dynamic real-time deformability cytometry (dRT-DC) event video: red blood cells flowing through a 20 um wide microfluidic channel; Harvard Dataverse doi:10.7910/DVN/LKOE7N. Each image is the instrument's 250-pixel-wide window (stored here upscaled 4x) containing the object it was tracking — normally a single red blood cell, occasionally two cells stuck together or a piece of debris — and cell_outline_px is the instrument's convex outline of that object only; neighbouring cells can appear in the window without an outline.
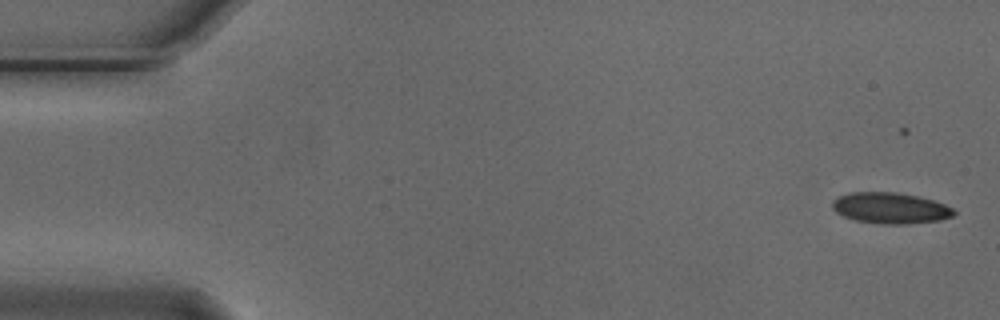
{"species": "Egyptian fruit bat (a non-hibernating species)", "species_latin": "Rousettus aegyptiacus", "temperature_condition": "cold", "stored_images_in_passage": 5, "camera_frame_rate_fps": 3000, "um_per_image_px": 0.085, "animal": {"sex": "male"}, "frame": {"image": 1, "passage_image": 2, "time_ms": 0.333, "image_size_px": [1000, 320], "cell_outline_px": [[956, 212], [952, 216], [940, 220], [908, 224], [884, 224], [856, 220], [844, 216], [836, 212], [832, 208], [832, 200], [840, 196], [852, 192], [896, 192], [916, 196], [932, 200], [944, 204], [952, 208]], "centroid_in_image_um": [75.67, 17.69], "position_along_channel_um": 9.3, "area_um2": 21.79}}
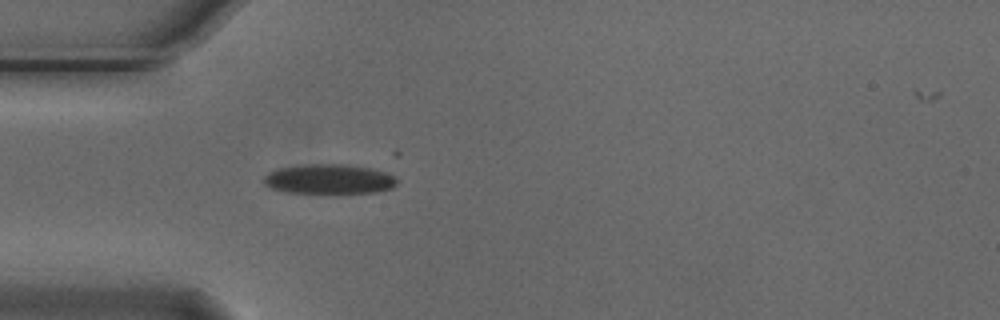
{"frame": {"image": 2, "passage_image": 5, "time_ms": 1.333, "image_size_px": [1000, 320], "cell_outline_px": [[396, 184], [392, 188], [376, 192], [288, 192], [272, 188], [264, 184], [264, 176], [268, 172], [276, 168], [308, 164], [344, 164], [372, 168], [388, 172], [396, 180]], "centroid_in_image_um": [27.96, 15.2], "position_along_channel_um": 57.0, "area_um2": 22.83}}